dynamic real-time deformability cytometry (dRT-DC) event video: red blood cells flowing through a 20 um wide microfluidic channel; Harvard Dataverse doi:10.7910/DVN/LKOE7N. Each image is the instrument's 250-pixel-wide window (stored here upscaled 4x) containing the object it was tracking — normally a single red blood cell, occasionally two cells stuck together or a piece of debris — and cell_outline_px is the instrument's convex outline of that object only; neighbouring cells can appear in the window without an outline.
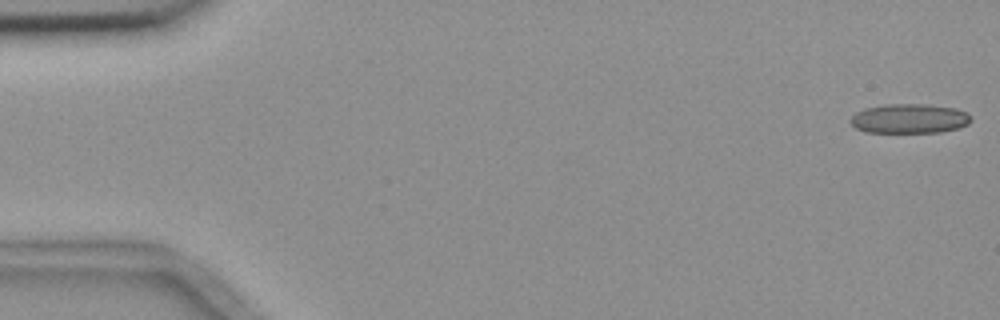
{"species": "common noctule bat (a hibernating species)", "species_latin": "Nyctalus noctula", "temperature_condition": "room temperature", "stored_images_in_passage": 6, "camera_frame_rate_fps": 3000, "um_per_image_px": 0.085, "animal": {"sex": "female", "body_mass_g": 18.4}, "frame": {"image": 1, "passage_image": 1, "time_ms": 0.0, "image_size_px": [1000, 320], "cell_outline_px": [[972, 120], [968, 124], [960, 128], [940, 132], [864, 132], [856, 128], [848, 120], [856, 112], [864, 108], [884, 104], [924, 104], [956, 108], [968, 112], [972, 116]], "centroid_in_image_um": [77.32, 10.07], "position_along_channel_um": 7.7, "area_um2": 20.98}}